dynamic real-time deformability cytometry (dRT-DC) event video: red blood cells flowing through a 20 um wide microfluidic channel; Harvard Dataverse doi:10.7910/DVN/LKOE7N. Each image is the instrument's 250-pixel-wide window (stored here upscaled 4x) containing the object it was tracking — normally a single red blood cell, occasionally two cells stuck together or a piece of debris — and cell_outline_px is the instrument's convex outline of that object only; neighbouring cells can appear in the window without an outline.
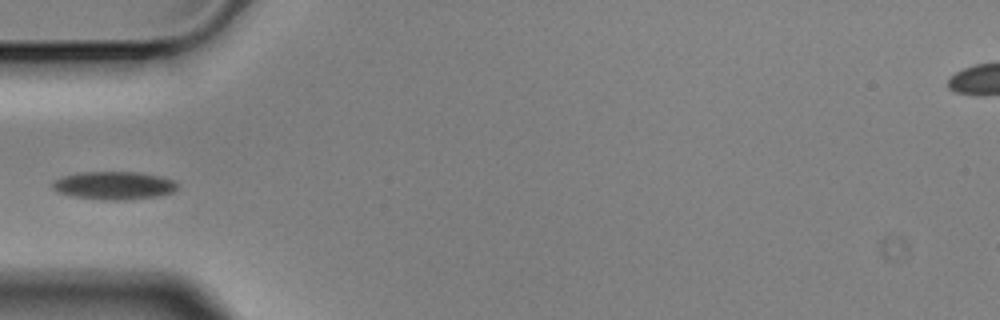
{"species": "Egyptian fruit bat (a non-hibernating species)", "species_latin": "Rousettus aegyptiacus", "temperature_condition": "cold", "stored_images_in_passage": 6, "segment_of_instrument_passage": [2, 2], "camera_frame_rate_fps": 3000, "um_per_image_px": 0.085, "animal": {"sex": "male"}, "frame": {"image": 1, "passage_image": 6, "time_ms": 1.667, "image_size_px": [1000, 320], "cell_outline_px": [[176, 188], [172, 192], [156, 196], [124, 200], [104, 200], [72, 196], [56, 192], [52, 188], [52, 184], [60, 176], [80, 172], [140, 172], [160, 176], [172, 180], [176, 184]], "centroid_in_image_um": [9.63, 15.76], "position_along_channel_um": 75.4, "area_um2": 20.35}}